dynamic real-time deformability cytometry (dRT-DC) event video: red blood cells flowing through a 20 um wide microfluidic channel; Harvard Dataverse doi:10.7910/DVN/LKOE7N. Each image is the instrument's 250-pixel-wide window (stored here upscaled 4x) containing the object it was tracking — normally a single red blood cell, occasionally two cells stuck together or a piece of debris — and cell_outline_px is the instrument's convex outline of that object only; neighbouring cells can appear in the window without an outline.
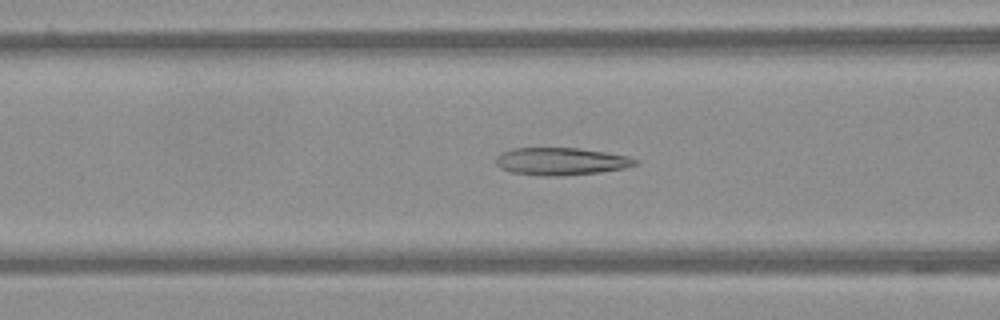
{"species": "Egyptian fruit bat (a non-hibernating species)", "species_latin": "Rousettus aegyptiacus", "temperature_condition": "warm", "stored_images_in_passage": 57, "camera_frame_rate_fps": 3000, "um_per_image_px": 0.085, "frame": {"image": 1, "passage_image": 23, "time_ms": 7.333, "image_size_px": [1000, 320], "cell_outline_px": [[640, 160], [636, 164], [624, 168], [596, 172], [560, 176], [544, 176], [512, 172], [500, 168], [496, 164], [496, 156], [500, 152], [512, 148], [580, 148], [628, 156]], "centroid_in_image_um": [47.65, 13.71], "position_along_channel_um": 119.0, "area_um2": 22.25}}
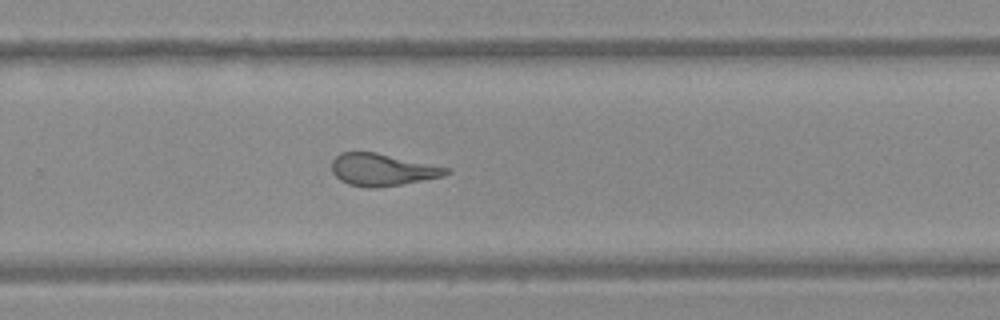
{"frame": {"image": 2, "passage_image": 38, "time_ms": 12.333, "image_size_px": [1000, 320], "cell_outline_px": [[452, 172], [444, 176], [400, 184], [376, 188], [368, 188], [348, 184], [340, 180], [332, 172], [332, 160], [340, 152], [376, 152], [452, 168]], "centroid_in_image_um": [32.52, 14.42], "position_along_channel_um": 297.3, "area_um2": 21.56}}
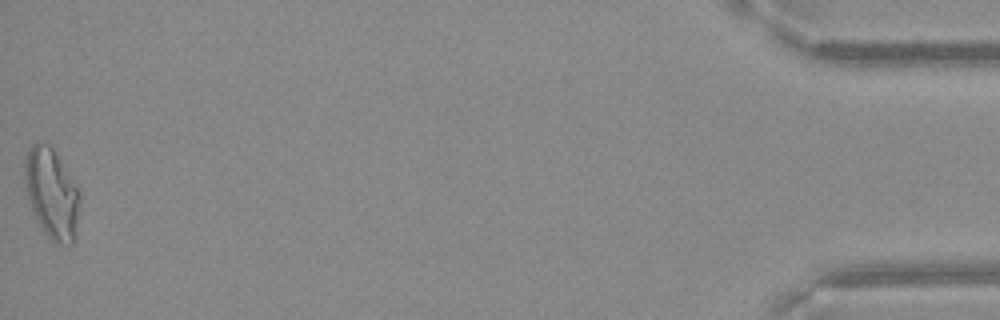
{"frame": {"image": 3, "passage_image": 57, "time_ms": 18.667, "image_size_px": [1000, 320], "cell_outline_px": [[80, 204], [72, 244], [56, 244], [40, 228], [28, 200], [24, 180], [24, 160], [32, 144], [44, 140], [52, 144], [80, 192]], "centroid_in_image_um": [4.38, 16.38], "position_along_channel_um": 430.8, "area_um2": 29.19}}